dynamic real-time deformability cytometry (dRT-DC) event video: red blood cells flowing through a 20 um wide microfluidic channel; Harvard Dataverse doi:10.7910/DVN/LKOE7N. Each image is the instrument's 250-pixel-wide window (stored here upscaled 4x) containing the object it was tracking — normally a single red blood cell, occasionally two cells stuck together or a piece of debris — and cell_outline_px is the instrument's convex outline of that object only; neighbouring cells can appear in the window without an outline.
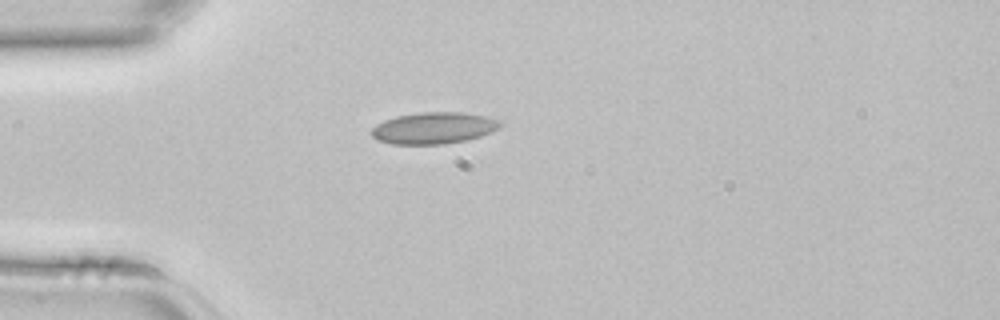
{"species": "common noctule bat (a hibernating species)", "species_latin": "Nyctalus noctula", "temperature_condition": "room temperature", "stored_images_in_passage": 4, "camera_frame_rate_fps": 3000, "um_per_image_px": 0.085, "animal": {"sex": "female", "body_mass_g": 22.7, "forearm_length_mm": 54.2}, "frame": {"image": 1, "passage_image": 4, "time_ms": 1.0, "image_size_px": [1000, 320], "cell_outline_px": [[500, 124], [492, 132], [480, 136], [464, 140], [444, 144], [392, 144], [376, 140], [372, 136], [372, 128], [376, 124], [384, 120], [396, 116], [420, 112], [460, 112], [484, 116], [496, 120]], "centroid_in_image_um": [36.79, 10.88], "position_along_channel_um": 48.2, "area_um2": 23.41}}